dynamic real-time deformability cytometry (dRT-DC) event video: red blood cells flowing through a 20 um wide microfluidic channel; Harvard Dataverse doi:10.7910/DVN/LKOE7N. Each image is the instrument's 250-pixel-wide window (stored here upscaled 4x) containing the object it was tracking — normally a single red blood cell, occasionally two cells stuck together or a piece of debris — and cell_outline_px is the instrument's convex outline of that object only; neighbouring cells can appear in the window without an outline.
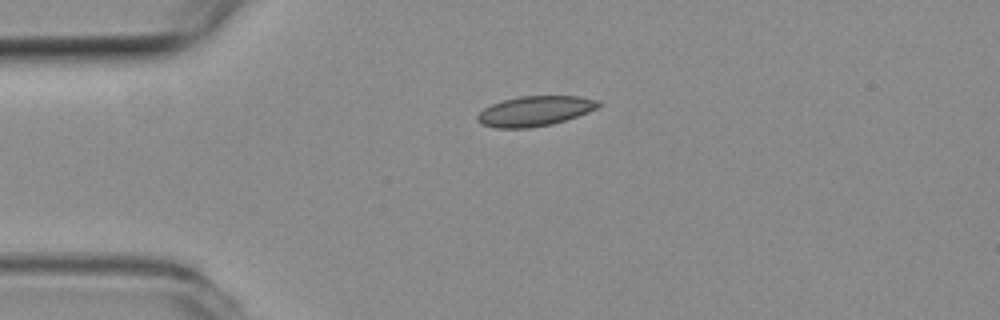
{"species": "common noctule bat (a hibernating species)", "species_latin": "Nyctalus noctula", "temperature_condition": "room temperature", "stored_images_in_passage": 4, "camera_frame_rate_fps": 3000, "um_per_image_px": 0.085, "animal": {"sex": "female", "body_mass_g": 19.3, "forearm_length_mm": 54.1}, "frame": {"image": 1, "passage_image": 1, "time_ms": 0.0, "image_size_px": [1000, 320], "cell_outline_px": [[600, 104], [596, 108], [588, 112], [552, 124], [528, 128], [496, 128], [480, 124], [476, 120], [476, 116], [484, 108], [492, 104], [504, 100], [520, 96], [580, 96], [596, 100]], "centroid_in_image_um": [45.41, 9.44], "position_along_channel_um": 39.6, "area_um2": 20.98}}
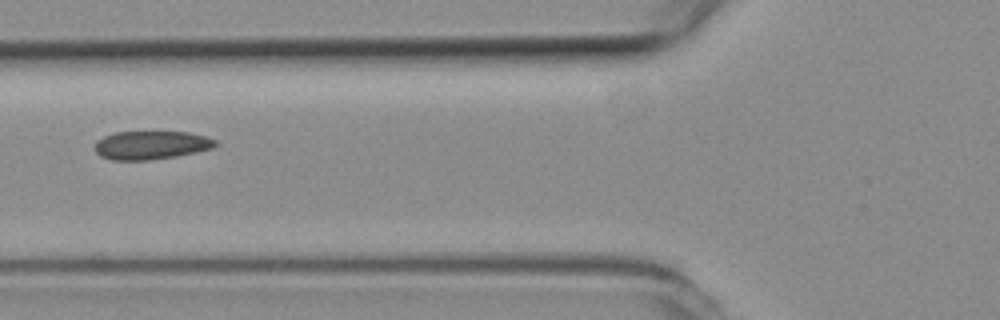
{"frame": {"image": 2, "passage_image": 3, "time_ms": 0.667, "image_size_px": [1000, 320], "cell_outline_px": [[220, 144], [212, 148], [196, 152], [176, 156], [148, 160], [112, 160], [100, 156], [96, 152], [96, 140], [104, 136], [116, 132], [188, 132], [204, 136], [216, 140]], "centroid_in_image_um": [12.85, 12.34], "position_along_channel_um": 112.9, "area_um2": 19.94}}
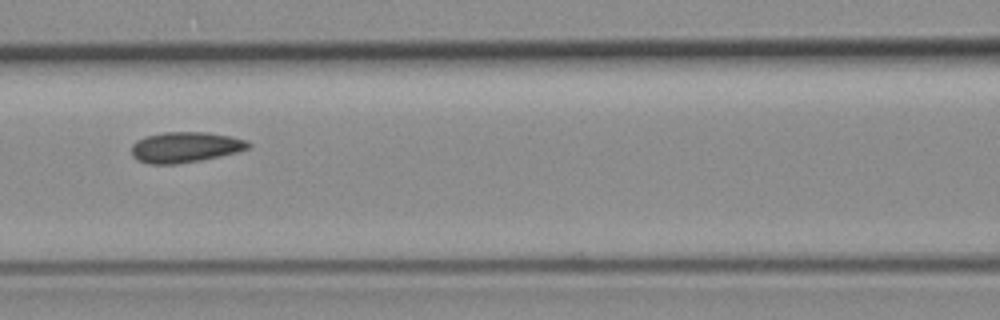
{"frame": {"image": 3, "passage_image": 4, "time_ms": 1.0, "image_size_px": [1000, 320], "cell_outline_px": [[252, 144], [248, 148], [236, 152], [200, 160], [176, 164], [152, 164], [136, 160], [132, 156], [132, 144], [136, 140], [144, 136], [164, 132], [208, 132], [228, 136], [244, 140]], "centroid_in_image_um": [15.68, 12.51], "position_along_channel_um": 150.9, "area_um2": 20.69}}